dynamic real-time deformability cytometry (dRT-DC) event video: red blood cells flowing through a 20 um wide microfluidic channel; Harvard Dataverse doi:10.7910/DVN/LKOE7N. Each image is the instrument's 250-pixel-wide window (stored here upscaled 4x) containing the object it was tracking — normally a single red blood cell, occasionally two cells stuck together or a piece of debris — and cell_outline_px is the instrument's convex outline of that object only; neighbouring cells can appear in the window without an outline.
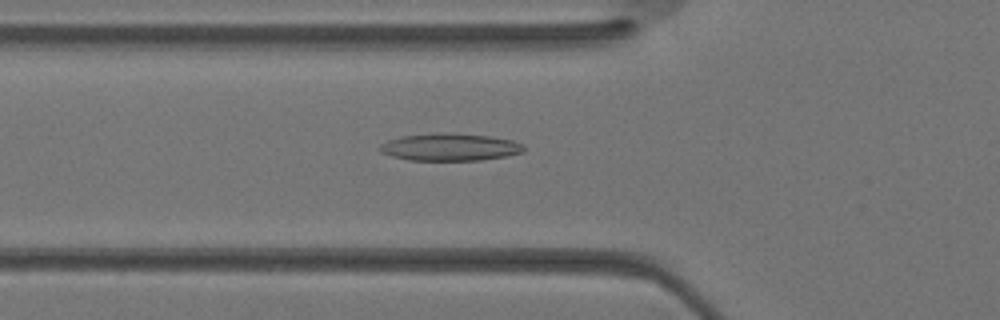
{"species": "Egyptian fruit bat (a non-hibernating species)", "species_latin": "Rousettus aegyptiacus", "temperature_condition": "warm", "stored_images_in_passage": 34, "camera_frame_rate_fps": 3000, "um_per_image_px": 0.085, "animal": {"sex": "female"}, "frame": {"image": 1, "passage_image": 12, "time_ms": 3.667, "image_size_px": [1000, 320], "cell_outline_px": [[524, 152], [504, 156], [480, 160], [408, 160], [392, 156], [380, 152], [376, 148], [380, 144], [388, 140], [404, 136], [488, 136], [512, 140], [524, 144]], "centroid_in_image_um": [38.24, 12.56], "position_along_channel_um": 87.6, "area_um2": 21.68}}
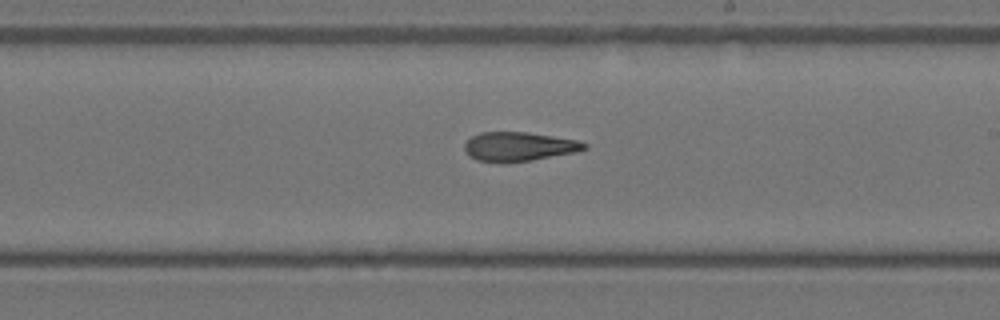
{"frame": {"image": 2, "passage_image": 20, "time_ms": 6.333, "image_size_px": [1000, 320], "cell_outline_px": [[588, 148], [576, 152], [532, 160], [504, 164], [500, 164], [476, 160], [468, 156], [464, 152], [464, 144], [472, 136], [480, 132], [528, 132], [576, 140], [588, 144]], "centroid_in_image_um": [44.05, 12.48], "position_along_channel_um": 244.9, "area_um2": 20.69}}
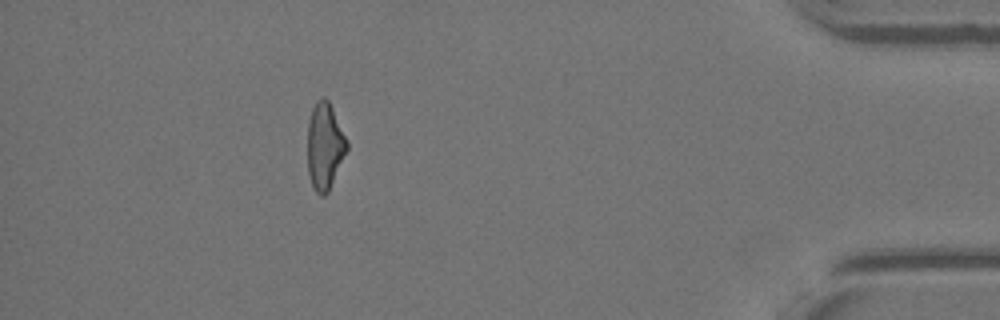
{"frame": {"image": 3, "passage_image": 31, "time_ms": 10.0, "image_size_px": [1000, 320], "cell_outline_px": [[348, 148], [328, 192], [324, 196], [320, 196], [312, 188], [308, 172], [308, 120], [312, 108], [316, 100], [324, 96], [328, 100], [348, 140]], "centroid_in_image_um": [27.6, 12.42], "position_along_channel_um": 407.6, "area_um2": 20.0}}